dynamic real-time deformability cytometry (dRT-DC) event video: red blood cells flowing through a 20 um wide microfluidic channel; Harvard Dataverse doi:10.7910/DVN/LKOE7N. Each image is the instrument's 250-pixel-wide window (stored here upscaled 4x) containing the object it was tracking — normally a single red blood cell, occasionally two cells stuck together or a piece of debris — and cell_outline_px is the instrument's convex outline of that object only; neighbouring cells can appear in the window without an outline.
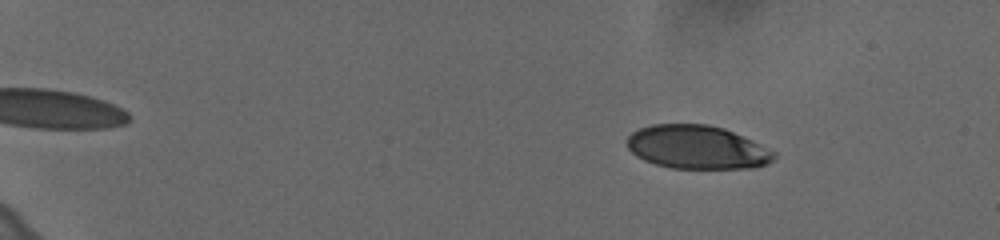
{"species": "human", "species_latin": "Homo sapiens", "temperature_condition": "cold", "stored_images_in_passage": 56, "camera_frame_rate_fps": 3000, "um_per_image_px": 0.085, "donor": {"sex": "female"}, "frame": {"image": 1, "passage_image": 6, "time_ms": 1.667, "image_size_px": [1000, 240], "cell_outline_px": [[776, 156], [772, 160], [764, 164], [752, 168], [672, 168], [656, 164], [644, 160], [636, 156], [628, 148], [628, 136], [632, 132], [640, 128], [652, 124], [708, 124], [724, 128], [752, 140], [776, 152]], "centroid_in_image_um": [59.25, 12.51], "position_along_channel_um": 25.8, "area_um2": 37.11}}
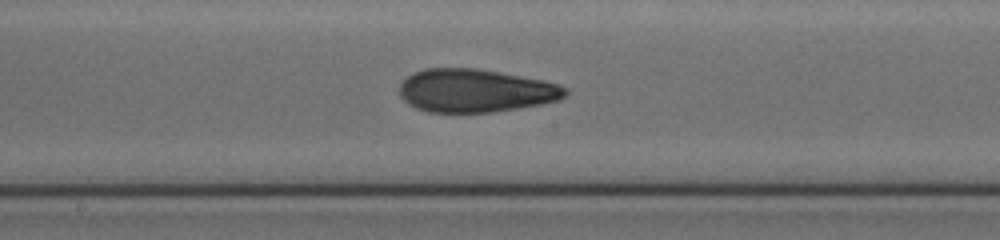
{"frame": {"image": 2, "passage_image": 32, "time_ms": 10.333, "image_size_px": [1000, 240], "cell_outline_px": [[568, 92], [560, 100], [540, 104], [492, 112], [428, 112], [416, 108], [408, 104], [400, 96], [400, 84], [412, 72], [424, 68], [476, 68], [544, 80], [568, 88]], "centroid_in_image_um": [40.39, 7.7], "position_along_channel_um": 207.8, "area_um2": 41.67}}
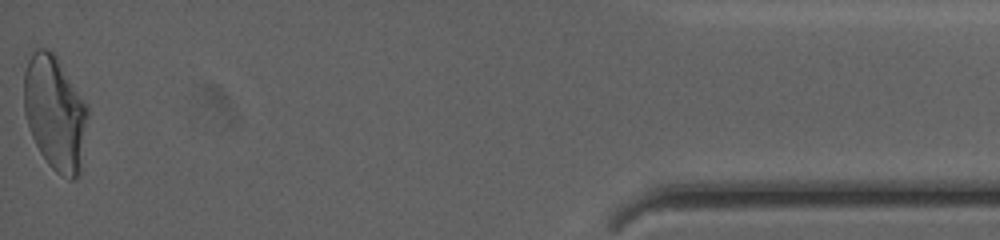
{"frame": {"image": 3, "passage_image": 56, "time_ms": 18.333, "image_size_px": [1000, 240], "cell_outline_px": [[88, 116], [80, 176], [72, 180], [68, 180], [56, 172], [48, 164], [40, 152], [32, 136], [24, 112], [24, 72], [28, 60], [32, 52], [36, 48], [48, 48], [56, 56], [88, 104]], "centroid_in_image_um": [4.69, 9.61], "position_along_channel_um": 430.5, "area_um2": 42.89}, "authors_computed_cell_mechanics": {"area_um2": 40.5467, "velocity_mm_per_s": 3.6325, "shape_relaxation_time_tau1_ms": 6.7006, "shape_relaxation_time_tau2_ms": 1.8926, "deformation_change_tau1": 0.2103, "deformation_change_tau2": 0.0915}}